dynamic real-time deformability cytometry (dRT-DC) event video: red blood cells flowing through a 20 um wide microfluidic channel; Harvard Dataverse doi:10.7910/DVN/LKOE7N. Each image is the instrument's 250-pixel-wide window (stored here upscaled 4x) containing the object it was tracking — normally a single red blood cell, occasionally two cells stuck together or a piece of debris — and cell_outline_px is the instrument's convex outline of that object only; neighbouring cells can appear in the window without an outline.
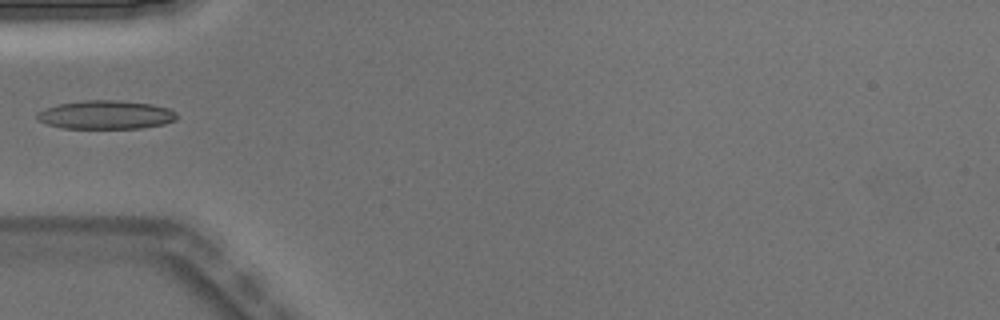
{"species": "Egyptian fruit bat (a non-hibernating species)", "species_latin": "Rousettus aegyptiacus", "temperature_condition": "warm", "stored_images_in_passage": 4, "camera_frame_rate_fps": 3000, "um_per_image_px": 0.085, "animal": {"sex": "male"}, "frame": {"image": 1, "passage_image": 4, "time_ms": 1.0, "image_size_px": [1000, 320], "cell_outline_px": [[176, 120], [164, 124], [140, 128], [64, 128], [48, 124], [40, 120], [36, 116], [36, 112], [44, 108], [60, 104], [84, 100], [120, 100], [152, 104], [168, 108], [176, 112]], "centroid_in_image_um": [9.01, 9.75], "position_along_channel_um": 76.0, "area_um2": 23.24}}